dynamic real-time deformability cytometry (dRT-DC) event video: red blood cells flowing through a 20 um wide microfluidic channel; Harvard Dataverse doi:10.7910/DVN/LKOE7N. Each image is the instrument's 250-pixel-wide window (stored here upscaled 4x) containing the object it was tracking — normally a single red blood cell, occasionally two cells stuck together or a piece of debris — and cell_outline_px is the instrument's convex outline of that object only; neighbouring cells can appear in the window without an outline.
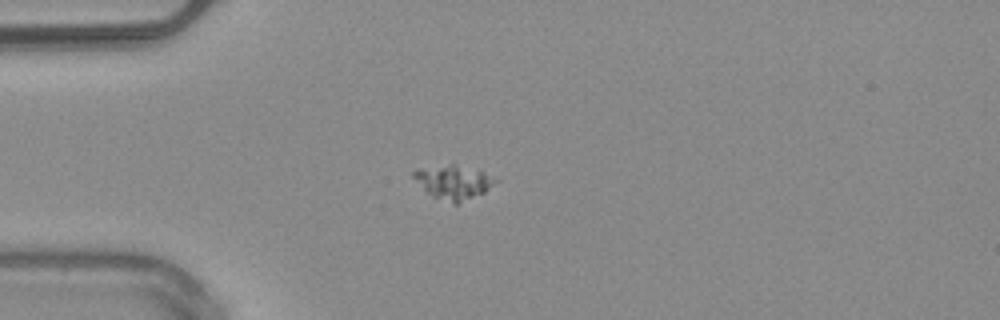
{"species": "common noctule bat (a hibernating species)", "species_latin": "Nyctalus noctula", "temperature_condition": "warm", "stored_images_in_passage": 38, "camera_frame_rate_fps": 3000, "um_per_image_px": 0.085, "animal": {"sex": "male", "body_mass_g": 20.4}, "frame": {"image": 1, "passage_image": 1, "time_ms": 0.0, "image_size_px": [1000, 320], "cell_outline_px": [[500, 180], [484, 192], [456, 204], [452, 204], [432, 196], [412, 176], [412, 172], [452, 164], [456, 164], [480, 172]], "centroid_in_image_um": [38.58, 15.52], "position_along_channel_um": 46.4, "area_um2": 15.37}}
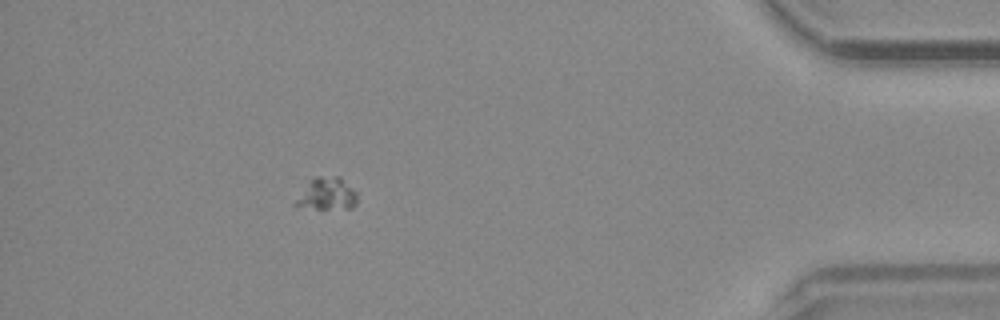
{"frame": {"image": 2, "passage_image": 33, "time_ms": 10.667, "image_size_px": [1000, 320], "cell_outline_px": [[356, 204], [352, 208], [296, 208], [292, 204], [312, 180], [316, 176], [340, 176], [356, 192]], "centroid_in_image_um": [27.78, 16.5], "position_along_channel_um": 407.4, "area_um2": 11.39}}